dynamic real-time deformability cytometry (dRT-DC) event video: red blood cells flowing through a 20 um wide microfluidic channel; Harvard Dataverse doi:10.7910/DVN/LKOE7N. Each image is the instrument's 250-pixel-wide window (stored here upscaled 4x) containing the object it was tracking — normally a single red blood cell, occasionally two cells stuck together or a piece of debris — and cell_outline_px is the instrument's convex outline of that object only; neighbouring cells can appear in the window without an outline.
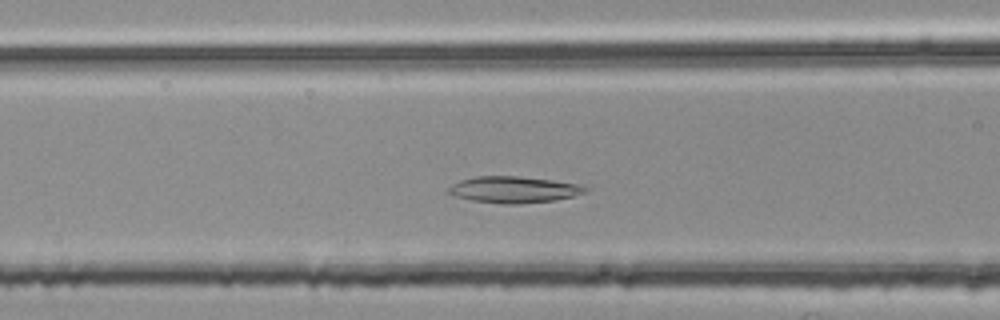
{"species": "common noctule bat (a hibernating species)", "species_latin": "Nyctalus noctula", "temperature_condition": "room temperature", "stored_images_in_passage": 35, "camera_frame_rate_fps": 3000, "um_per_image_px": 0.085, "animal": {"sex": "female", "body_mass_g": 25.1}, "frame": {"image": 1, "passage_image": 7, "time_ms": 2.0, "image_size_px": [1000, 320], "cell_outline_px": [[588, 188], [584, 192], [572, 196], [556, 200], [520, 204], [504, 204], [472, 200], [452, 196], [448, 192], [448, 188], [452, 184], [460, 180], [476, 176], [520, 176], [552, 180], [580, 184]], "centroid_in_image_um": [43.64, 16.11], "position_along_channel_um": 123.0, "area_um2": 21.1}}
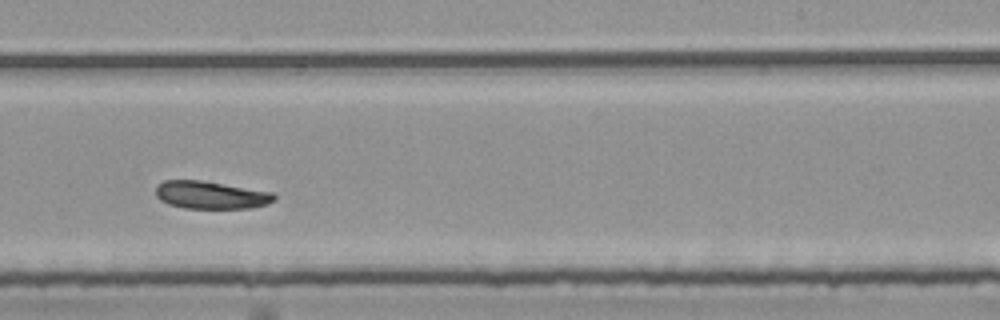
{"frame": {"image": 2, "passage_image": 19, "time_ms": 6.0, "image_size_px": [1000, 320], "cell_outline_px": [[276, 200], [268, 204], [248, 208], [184, 208], [168, 204], [160, 200], [156, 196], [156, 184], [164, 180], [200, 180], [272, 192], [276, 196]], "centroid_in_image_um": [17.9, 16.57], "position_along_channel_um": 271.1, "area_um2": 19.13}}
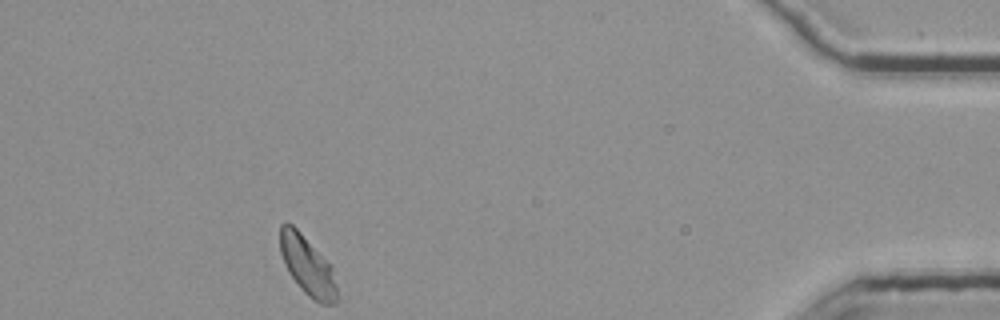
{"frame": {"image": 3, "passage_image": 35, "time_ms": 11.333, "image_size_px": [1000, 320], "cell_outline_px": [[336, 304], [320, 304], [312, 300], [300, 288], [288, 272], [284, 264], [280, 252], [280, 224], [284, 220], [288, 220], [300, 232], [332, 268], [336, 284]], "centroid_in_image_um": [26.08, 22.58], "position_along_channel_um": 409.1, "area_um2": 19.42}}